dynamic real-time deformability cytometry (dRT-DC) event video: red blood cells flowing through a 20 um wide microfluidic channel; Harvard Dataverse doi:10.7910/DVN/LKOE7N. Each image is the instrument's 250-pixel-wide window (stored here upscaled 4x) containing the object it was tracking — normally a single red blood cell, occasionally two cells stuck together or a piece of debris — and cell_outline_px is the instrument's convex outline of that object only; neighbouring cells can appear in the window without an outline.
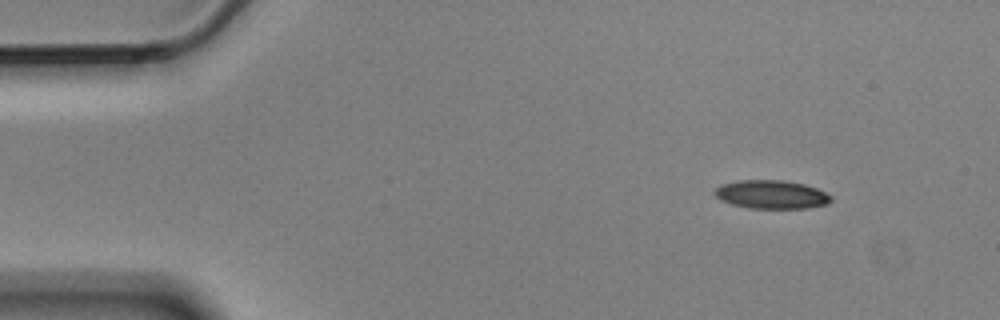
{"species": "Egyptian fruit bat (a non-hibernating species)", "species_latin": "Rousettus aegyptiacus", "temperature_condition": "cold", "stored_images_in_passage": 3, "camera_frame_rate_fps": 3000, "um_per_image_px": 0.085, "animal": {"sex": "male"}, "frame": {"image": 1, "passage_image": 1, "time_ms": 0.0, "image_size_px": [1000, 320], "cell_outline_px": [[832, 200], [828, 204], [804, 208], [748, 208], [732, 204], [720, 200], [712, 192], [720, 184], [736, 180], [784, 180], [804, 184], [816, 188], [832, 196]], "centroid_in_image_um": [65.54, 16.52], "position_along_channel_um": 19.5, "area_um2": 19.42}}